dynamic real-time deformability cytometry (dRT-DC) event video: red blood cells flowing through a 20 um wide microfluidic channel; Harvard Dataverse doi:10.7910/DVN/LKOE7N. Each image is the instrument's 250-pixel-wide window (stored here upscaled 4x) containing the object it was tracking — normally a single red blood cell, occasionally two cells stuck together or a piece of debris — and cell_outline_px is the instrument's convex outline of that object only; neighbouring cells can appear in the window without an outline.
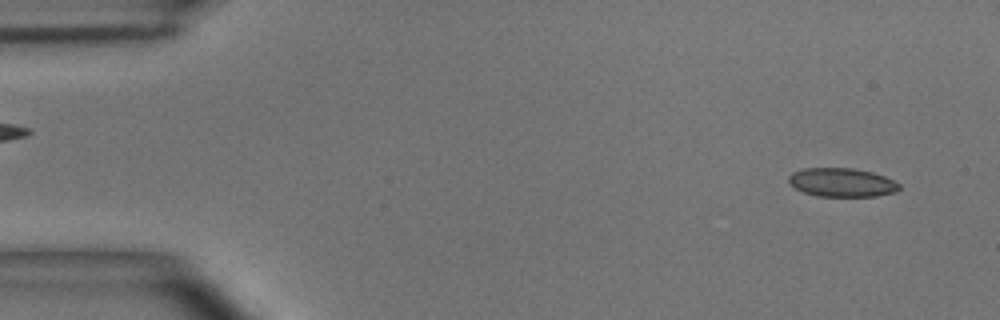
{"species": "common noctule bat (a hibernating species)", "species_latin": "Nyctalus noctula", "temperature_condition": "room temperature", "stored_images_in_passage": 12, "camera_frame_rate_fps": 3000, "um_per_image_px": 0.085, "animal": {"sex": "male", "body_mass_g": 15.6}, "frame": {"image": 1, "passage_image": 3, "time_ms": 0.667, "image_size_px": [1000, 320], "cell_outline_px": [[900, 188], [896, 192], [876, 196], [816, 196], [804, 192], [788, 184], [788, 176], [792, 172], [804, 168], [852, 168], [872, 172], [884, 176], [900, 184]], "centroid_in_image_um": [71.53, 15.5], "position_along_channel_um": 13.5, "area_um2": 18.55}}